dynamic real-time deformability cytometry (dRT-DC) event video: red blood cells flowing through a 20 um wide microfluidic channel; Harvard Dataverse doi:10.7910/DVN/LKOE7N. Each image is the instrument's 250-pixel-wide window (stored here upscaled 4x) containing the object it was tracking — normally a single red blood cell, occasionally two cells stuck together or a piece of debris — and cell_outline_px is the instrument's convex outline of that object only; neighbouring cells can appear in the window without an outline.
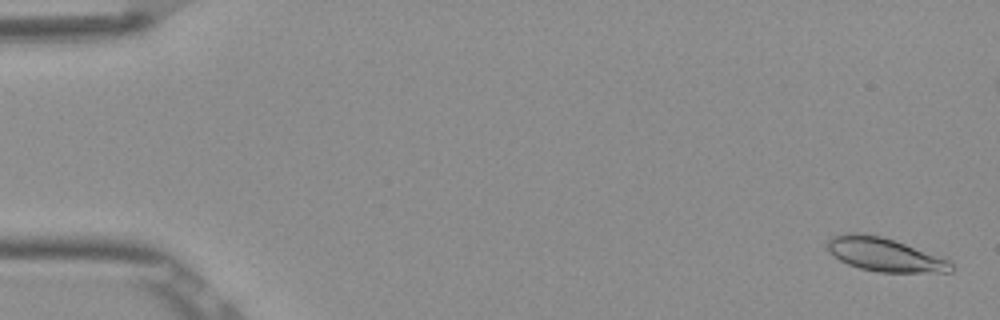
{"species": "Egyptian fruit bat (a non-hibernating species)", "species_latin": "Rousettus aegyptiacus", "temperature_condition": "room temperature", "stored_images_in_passage": 6, "camera_frame_rate_fps": 3000, "um_per_image_px": 0.085, "frame": {"image": 1, "passage_image": 1, "time_ms": 0.0, "image_size_px": [1000, 320], "cell_outline_px": [[952, 272], [880, 272], [860, 268], [848, 264], [832, 256], [828, 252], [824, 244], [832, 236], [844, 232], [864, 232], [880, 236], [948, 256], [952, 264]], "centroid_in_image_um": [75.21, 21.61], "position_along_channel_um": 9.8, "area_um2": 25.03}}